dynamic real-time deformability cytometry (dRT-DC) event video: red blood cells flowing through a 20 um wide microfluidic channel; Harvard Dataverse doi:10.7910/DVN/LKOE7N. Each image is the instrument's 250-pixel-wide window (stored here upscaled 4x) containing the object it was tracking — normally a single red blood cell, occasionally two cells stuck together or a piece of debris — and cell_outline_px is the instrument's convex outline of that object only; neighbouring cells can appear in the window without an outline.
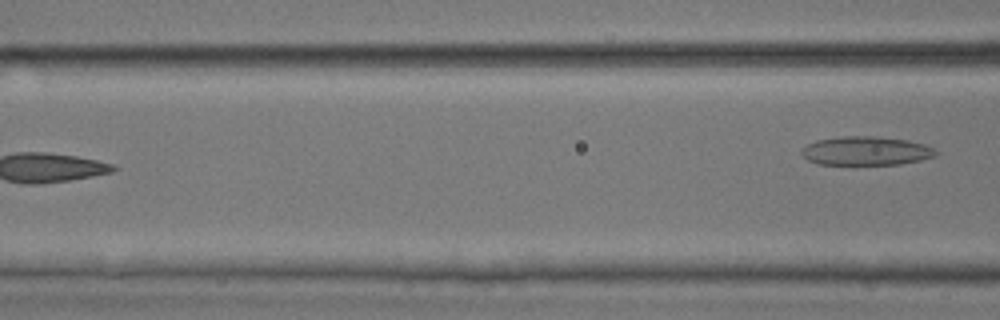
{"species": "common noctule bat (a hibernating species)", "species_latin": "Nyctalus noctula", "temperature_condition": "room temperature", "stored_images_in_passage": 5, "camera_frame_rate_fps": 3000, "um_per_image_px": 0.085, "animal": {"sex": "male", "body_mass_g": 17.9, "forearm_length_mm": 54.2}, "frame": {"image": 1, "passage_image": 5, "time_ms": 4.667, "image_size_px": [1000, 320], "cell_outline_px": [[940, 152], [936, 156], [920, 160], [900, 164], [816, 164], [808, 160], [800, 152], [808, 144], [816, 140], [844, 136], [872, 136], [908, 140], [924, 144], [936, 148]], "centroid_in_image_um": [73.66, 12.82], "position_along_channel_um": 92.9, "area_um2": 22.54}}